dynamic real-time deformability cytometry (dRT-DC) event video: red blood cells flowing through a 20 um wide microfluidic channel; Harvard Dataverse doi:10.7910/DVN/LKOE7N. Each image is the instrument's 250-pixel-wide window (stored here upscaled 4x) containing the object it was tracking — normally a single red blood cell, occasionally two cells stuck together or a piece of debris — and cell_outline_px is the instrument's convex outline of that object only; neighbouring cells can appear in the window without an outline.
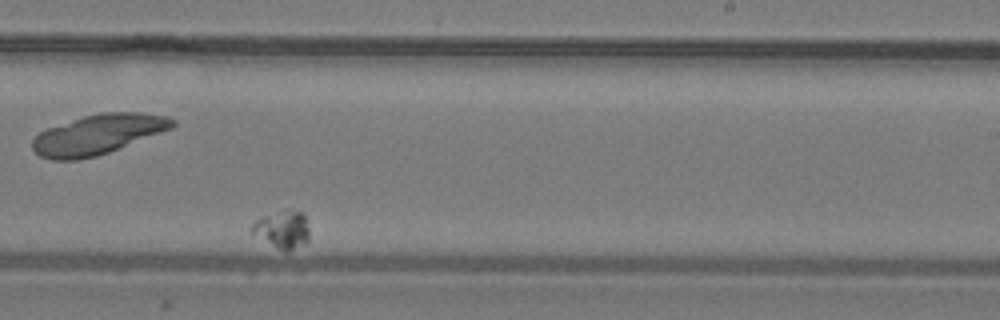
{"species": "common noctule bat (a hibernating species)", "species_latin": "Nyctalus noctula", "temperature_condition": "warm", "stored_images_in_passage": 27, "camera_frame_rate_fps": 3000, "um_per_image_px": 0.085, "animal": {"sex": "male", "body_mass_g": 19.2, "forearm_length_mm": 51.8}, "frame": {"image": 1, "passage_image": 20, "time_ms": 6.333, "image_size_px": [1000, 320], "cell_outline_px": [[308, 240], [304, 244], [288, 252], [284, 252], [252, 232], [252, 224], [256, 220], [264, 216], [284, 208], [288, 208], [300, 212], [304, 216], [308, 228]], "centroid_in_image_um": [24.03, 19.48], "position_along_channel_um": 265.0, "area_um2": 12.43}}
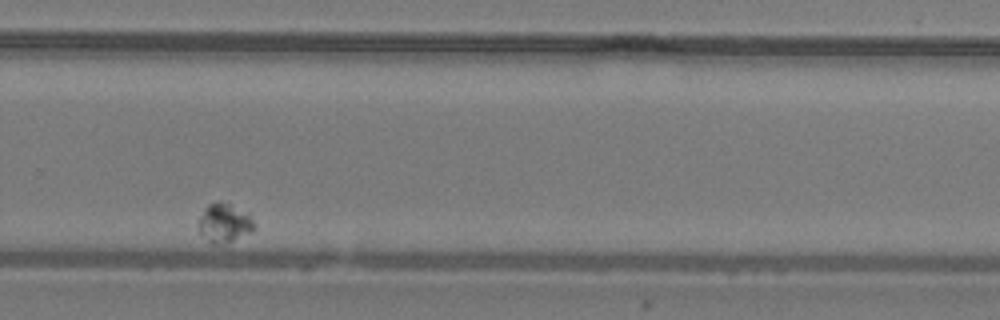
{"frame": {"image": 2, "passage_image": 23, "time_ms": 7.333, "image_size_px": [1000, 320], "cell_outline_px": [[256, 228], [252, 232], [232, 240], [216, 244], [212, 244], [200, 232], [196, 224], [196, 220], [204, 208], [208, 204], [220, 200], [248, 212], [256, 224]], "centroid_in_image_um": [19.06, 18.91], "position_along_channel_um": 310.7, "area_um2": 12.89}}